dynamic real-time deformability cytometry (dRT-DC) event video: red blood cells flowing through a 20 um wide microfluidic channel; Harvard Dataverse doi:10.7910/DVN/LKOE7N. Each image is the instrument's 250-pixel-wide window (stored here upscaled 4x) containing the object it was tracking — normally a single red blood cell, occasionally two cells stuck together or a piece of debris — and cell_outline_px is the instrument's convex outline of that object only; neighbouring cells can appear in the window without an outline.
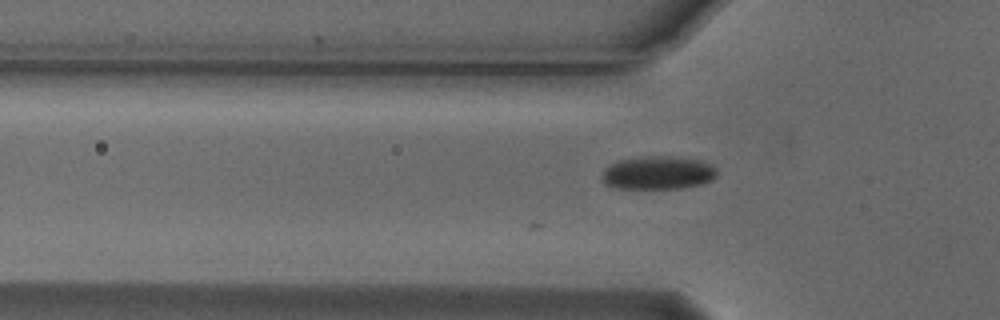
{"species": "Egyptian fruit bat (a non-hibernating species)", "species_latin": "Rousettus aegyptiacus", "temperature_condition": "cold", "stored_images_in_passage": 21, "camera_frame_rate_fps": 3000, "um_per_image_px": 0.085, "animal": {"sex": "male"}, "frame": {"image": 1, "passage_image": 3, "time_ms": 0.667, "image_size_px": [1000, 320], "cell_outline_px": [[716, 176], [712, 180], [704, 184], [680, 188], [616, 188], [604, 184], [600, 180], [600, 176], [604, 168], [620, 160], [640, 156], [672, 156], [700, 160], [712, 164], [716, 168]], "centroid_in_image_um": [55.91, 14.68], "position_along_channel_um": 69.9, "area_um2": 22.6}}
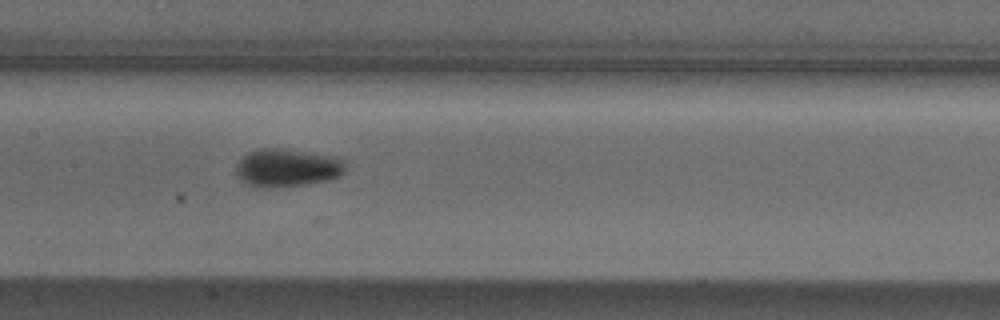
{"frame": {"image": 2, "passage_image": 12, "time_ms": 3.667, "image_size_px": [1000, 320], "cell_outline_px": [[344, 172], [340, 176], [328, 180], [304, 184], [268, 188], [264, 188], [248, 184], [240, 180], [236, 172], [236, 164], [248, 152], [260, 148], [280, 148], [336, 156], [344, 160]], "centroid_in_image_um": [24.4, 14.25], "position_along_channel_um": 183.0, "area_um2": 24.22}}
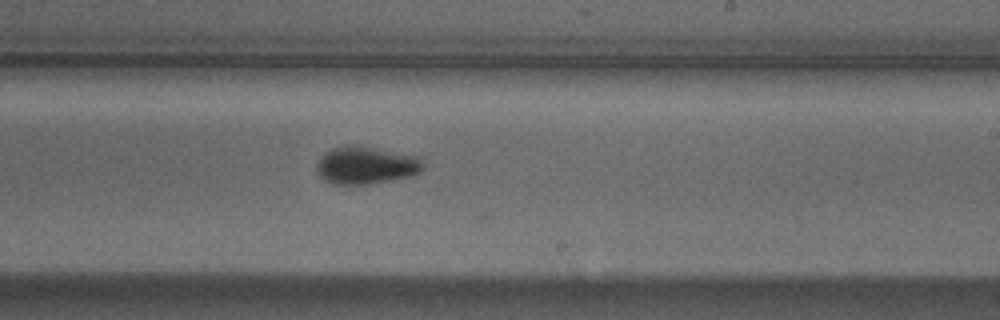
{"frame": {"image": 3, "passage_image": 18, "time_ms": 5.667, "image_size_px": [1000, 320], "cell_outline_px": [[424, 168], [420, 172], [412, 176], [392, 180], [368, 184], [336, 184], [324, 180], [320, 176], [316, 168], [316, 164], [324, 152], [332, 148], [344, 144], [360, 144], [416, 156], [424, 164]], "centroid_in_image_um": [31.09, 14.02], "position_along_channel_um": 257.9, "area_um2": 23.64}}